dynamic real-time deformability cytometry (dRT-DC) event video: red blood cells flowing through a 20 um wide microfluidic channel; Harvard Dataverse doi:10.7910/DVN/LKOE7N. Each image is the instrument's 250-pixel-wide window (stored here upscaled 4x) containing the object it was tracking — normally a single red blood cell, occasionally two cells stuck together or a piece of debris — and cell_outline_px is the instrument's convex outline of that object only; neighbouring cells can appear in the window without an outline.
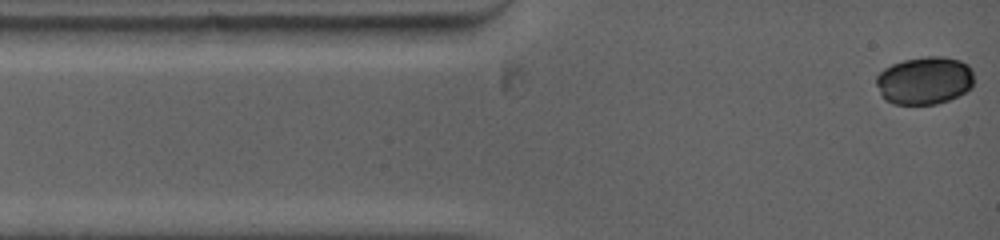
{"species": "common noctule bat (a hibernating species)", "species_latin": "Nyctalus noctula", "temperature_condition": "warm", "stored_images_in_passage": 6, "camera_frame_rate_fps": 5000, "um_per_image_px": 0.085, "animal": {"sex": "female", "body_mass_g": 19.0, "forearm_length_mm": 53.3}, "frame": {"image": 1, "passage_image": 1, "time_ms": 0.0, "image_size_px": [1000, 240], "cell_outline_px": [[972, 88], [948, 100], [936, 104], [892, 104], [884, 100], [876, 84], [876, 76], [884, 68], [892, 64], [904, 60], [924, 56], [944, 56], [960, 60], [968, 64], [972, 72]], "centroid_in_image_um": [78.56, 6.84], "position_along_channel_um": 6.4, "area_um2": 27.34}}
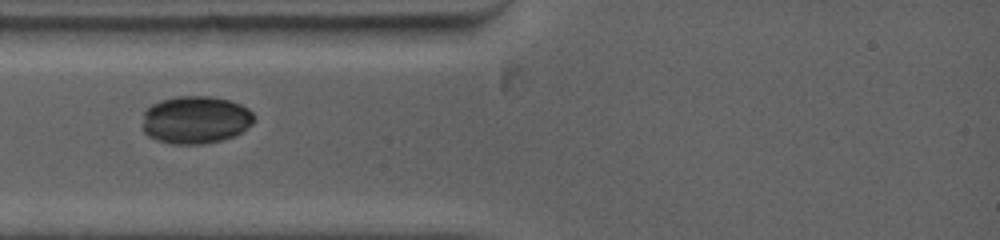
{"frame": {"image": 2, "passage_image": 5, "time_ms": 2.8, "image_size_px": [1000, 240], "cell_outline_px": [[256, 116], [252, 124], [248, 128], [232, 136], [220, 140], [204, 144], [172, 144], [156, 140], [148, 136], [144, 132], [144, 112], [152, 104], [160, 100], [176, 96], [208, 96], [228, 100], [240, 104], [248, 108]], "centroid_in_image_um": [16.63, 10.18], "position_along_channel_um": 68.4, "area_um2": 31.04}}
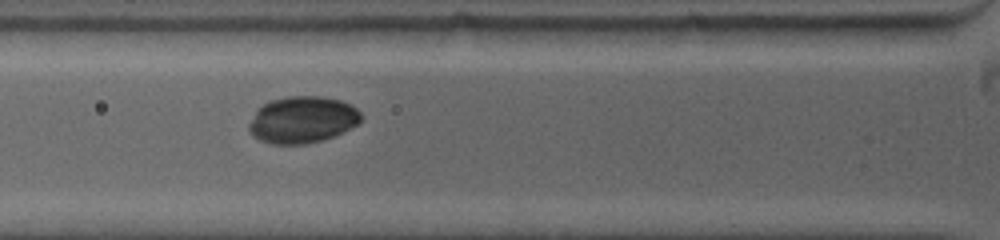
{"frame": {"image": 3, "passage_image": 6, "time_ms": 3.6, "image_size_px": [1000, 240], "cell_outline_px": [[360, 120], [356, 124], [332, 136], [308, 144], [272, 144], [260, 140], [252, 136], [248, 132], [248, 124], [256, 108], [272, 100], [288, 96], [320, 96], [340, 100], [356, 108], [360, 112]], "centroid_in_image_um": [25.62, 10.17], "position_along_channel_um": 100.2, "area_um2": 30.35}}